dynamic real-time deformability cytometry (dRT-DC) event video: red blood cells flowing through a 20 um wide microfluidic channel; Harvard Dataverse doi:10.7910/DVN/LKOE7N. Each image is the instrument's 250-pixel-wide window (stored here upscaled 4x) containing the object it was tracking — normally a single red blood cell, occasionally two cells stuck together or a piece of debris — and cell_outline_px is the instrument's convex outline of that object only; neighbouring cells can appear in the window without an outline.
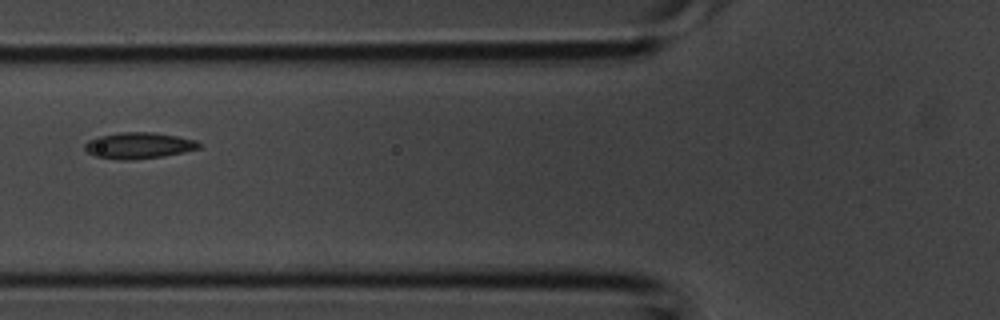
{"species": "common noctule bat (a hibernating species)", "species_latin": "Nyctalus noctula", "temperature_condition": "room temperature", "stored_images_in_passage": 4, "camera_frame_rate_fps": 3000, "um_per_image_px": 0.085, "animal": {"sex": "male", "body_mass_g": 20.1, "forearm_length_mm": 53.5}, "frame": {"image": 1, "passage_image": 4, "time_ms": 1.0, "image_size_px": [1000, 320], "cell_outline_px": [[200, 148], [184, 152], [164, 156], [128, 160], [120, 160], [96, 156], [88, 152], [84, 148], [84, 144], [88, 140], [96, 136], [124, 132], [152, 132], [176, 136], [196, 140], [200, 144]], "centroid_in_image_um": [11.77, 12.37], "position_along_channel_um": 114.0, "area_um2": 17.4}}